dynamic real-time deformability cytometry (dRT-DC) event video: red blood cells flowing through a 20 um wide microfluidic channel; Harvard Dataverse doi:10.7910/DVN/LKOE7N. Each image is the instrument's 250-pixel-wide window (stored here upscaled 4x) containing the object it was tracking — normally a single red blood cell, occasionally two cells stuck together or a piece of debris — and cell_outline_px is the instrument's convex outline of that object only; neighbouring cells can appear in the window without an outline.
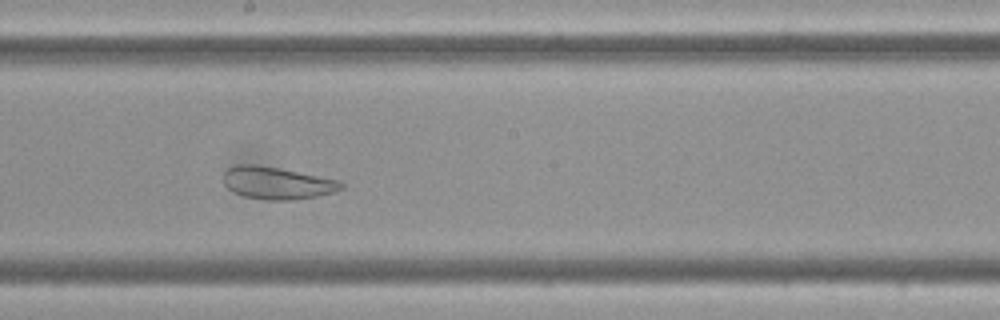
{"species": "Egyptian fruit bat (a non-hibernating species)", "species_latin": "Rousettus aegyptiacus", "temperature_condition": "cold", "stored_images_in_passage": 55, "camera_frame_rate_fps": 3000, "um_per_image_px": 0.085, "frame": {"image": 1, "passage_image": 28, "time_ms": 9.0, "image_size_px": [1000, 320], "cell_outline_px": [[344, 188], [332, 192], [316, 196], [292, 200], [268, 200], [244, 196], [232, 192], [224, 184], [224, 172], [228, 168], [236, 164], [256, 164], [280, 168], [340, 180], [344, 184]], "centroid_in_image_um": [23.54, 15.55], "position_along_channel_um": 224.7, "area_um2": 22.25}}
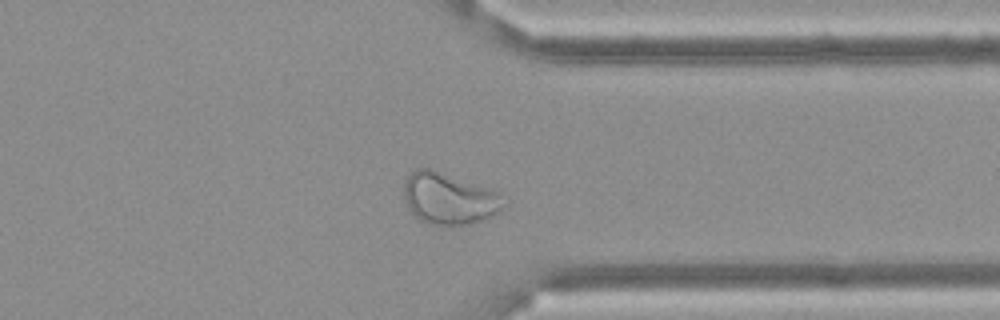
{"frame": {"image": 2, "passage_image": 41, "time_ms": 13.333, "image_size_px": [1000, 320], "cell_outline_px": [[508, 204], [504, 208], [480, 220], [468, 224], [452, 228], [432, 224], [420, 220], [408, 208], [404, 200], [404, 180], [416, 168], [428, 168], [500, 192], [508, 200]], "centroid_in_image_um": [38.18, 16.91], "position_along_channel_um": 373.2, "area_um2": 30.17}}
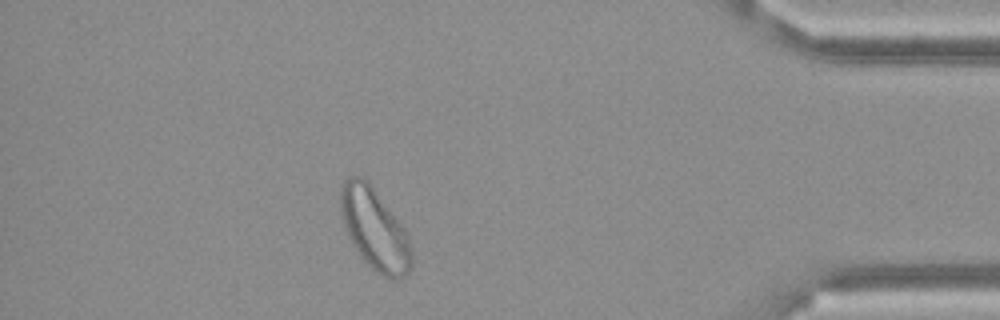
{"frame": {"image": 3, "passage_image": 47, "time_ms": 15.333, "image_size_px": [1000, 320], "cell_outline_px": [[412, 268], [404, 276], [396, 280], [392, 280], [376, 272], [360, 256], [352, 244], [344, 228], [340, 216], [340, 188], [344, 180], [352, 176], [364, 176], [368, 180], [404, 228], [408, 236], [412, 252]], "centroid_in_image_um": [31.83, 19.47], "position_along_channel_um": 403.4, "area_um2": 33.99}}